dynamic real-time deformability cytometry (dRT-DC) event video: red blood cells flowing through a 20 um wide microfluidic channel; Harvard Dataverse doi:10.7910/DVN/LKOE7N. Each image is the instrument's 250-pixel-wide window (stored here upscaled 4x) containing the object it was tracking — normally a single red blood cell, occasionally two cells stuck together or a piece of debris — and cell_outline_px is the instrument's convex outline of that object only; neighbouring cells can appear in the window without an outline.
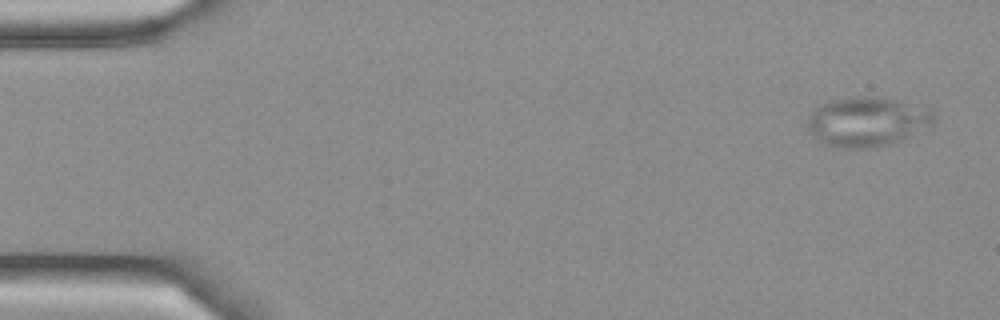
{"species": "Egyptian fruit bat (a non-hibernating species)", "species_latin": "Rousettus aegyptiacus", "temperature_condition": "cold", "stored_images_in_passage": 8, "camera_frame_rate_fps": 3000, "um_per_image_px": 0.085, "frame": {"image": 1, "passage_image": 1, "time_ms": 0.0, "image_size_px": [1000, 320], "cell_outline_px": [[936, 120], [932, 128], [892, 144], [868, 148], [840, 148], [824, 144], [816, 140], [812, 136], [804, 124], [808, 116], [820, 104], [828, 100], [848, 96], [876, 96], [932, 108], [936, 116]], "centroid_in_image_um": [73.73, 10.34], "position_along_channel_um": 11.3, "area_um2": 37.74}}